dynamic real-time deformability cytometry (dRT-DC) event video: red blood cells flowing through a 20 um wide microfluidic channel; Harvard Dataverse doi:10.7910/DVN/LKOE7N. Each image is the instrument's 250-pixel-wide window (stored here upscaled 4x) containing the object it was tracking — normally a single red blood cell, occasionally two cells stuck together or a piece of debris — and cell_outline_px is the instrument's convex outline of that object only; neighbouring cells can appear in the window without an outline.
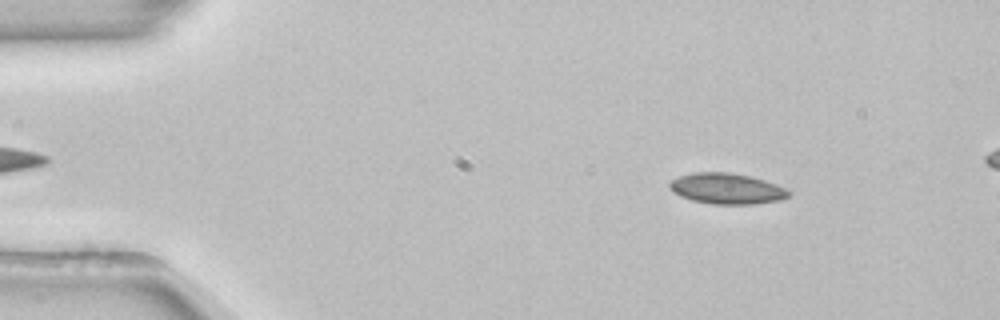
{"species": "common noctule bat (a hibernating species)", "species_latin": "Nyctalus noctula", "temperature_condition": "room temperature", "stored_images_in_passage": 46, "camera_frame_rate_fps": 3000, "um_per_image_px": 0.085, "animal": {"sex": "female", "body_mass_g": 22.7, "forearm_length_mm": 54.2}, "frame": {"image": 1, "passage_image": 1, "time_ms": 0.0, "image_size_px": [1000, 320], "cell_outline_px": [[792, 192], [788, 196], [780, 200], [752, 204], [712, 204], [692, 200], [680, 196], [672, 192], [668, 188], [668, 184], [672, 180], [680, 176], [692, 172], [728, 172], [752, 176], [776, 184]], "centroid_in_image_um": [61.75, 16.03], "position_along_channel_um": 23.3, "area_um2": 21.44}}
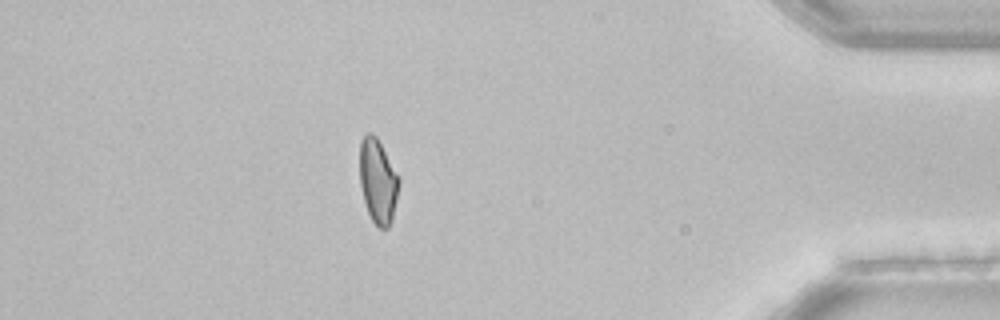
{"frame": {"image": 2, "passage_image": 40, "time_ms": 13.0, "image_size_px": [1000, 320], "cell_outline_px": [[400, 180], [392, 220], [388, 228], [380, 228], [372, 220], [368, 212], [364, 200], [360, 184], [360, 140], [368, 132], [372, 132], [376, 136]], "centroid_in_image_um": [32.11, 15.4], "position_along_channel_um": 403.1, "area_um2": 18.96}}